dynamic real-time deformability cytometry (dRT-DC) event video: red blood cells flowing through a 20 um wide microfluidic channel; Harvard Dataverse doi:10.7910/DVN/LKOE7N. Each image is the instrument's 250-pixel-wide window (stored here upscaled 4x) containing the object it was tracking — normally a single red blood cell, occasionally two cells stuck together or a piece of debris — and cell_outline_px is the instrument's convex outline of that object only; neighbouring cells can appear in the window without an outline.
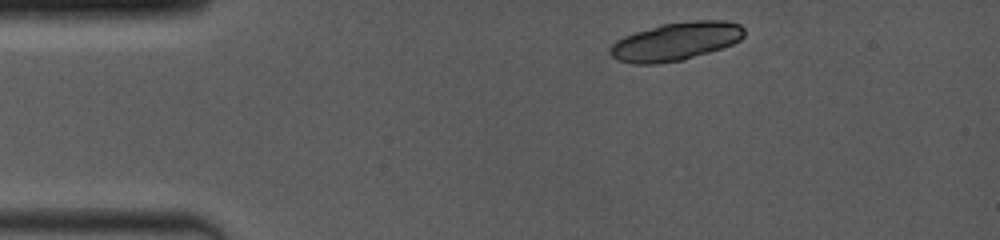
{"species": "common noctule bat (a hibernating species)", "species_latin": "Nyctalus noctula", "temperature_condition": "room temperature", "stored_images_in_passage": 2, "camera_frame_rate_fps": 4000, "um_per_image_px": 0.085, "animal": {"sex": "female", "body_mass_g": 19.0, "forearm_length_mm": 53.3}, "frame": {"image": 1, "passage_image": 1, "time_ms": 0.0, "image_size_px": [1000, 240], "cell_outline_px": [[744, 36], [740, 40], [732, 44], [684, 60], [656, 64], [632, 64], [616, 60], [608, 52], [612, 44], [616, 40], [624, 36], [660, 24], [688, 20], [724, 20], [740, 24], [744, 28]], "centroid_in_image_um": [57.43, 3.52], "position_along_channel_um": 27.6, "area_um2": 30.06}}